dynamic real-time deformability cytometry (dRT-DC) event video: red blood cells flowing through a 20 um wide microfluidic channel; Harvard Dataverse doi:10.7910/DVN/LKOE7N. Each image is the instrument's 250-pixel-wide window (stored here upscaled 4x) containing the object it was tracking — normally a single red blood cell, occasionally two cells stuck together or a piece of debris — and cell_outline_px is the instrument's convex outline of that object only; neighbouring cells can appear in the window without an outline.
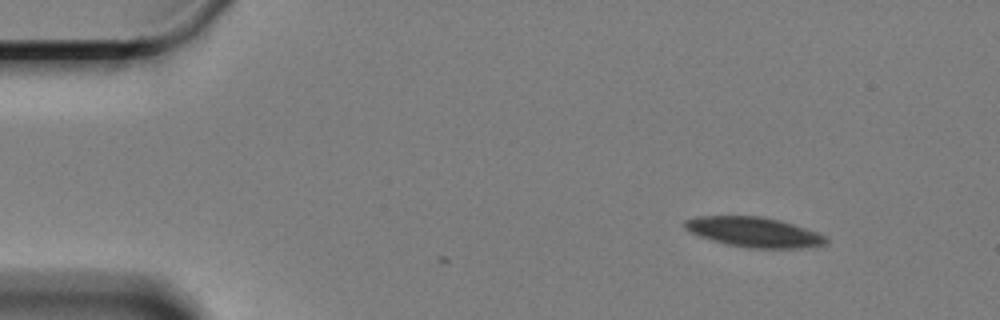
{"species": "Egyptian fruit bat (a non-hibernating species)", "species_latin": "Rousettus aegyptiacus", "temperature_condition": "cold", "stored_images_in_passage": 2, "camera_frame_rate_fps": 3000, "um_per_image_px": 0.085, "animal": {"sex": "female"}, "frame": {"image": 1, "passage_image": 2, "time_ms": 0.333, "image_size_px": [1000, 320], "cell_outline_px": [[828, 240], [824, 244], [800, 248], [752, 248], [728, 244], [700, 236], [684, 228], [684, 220], [700, 216], [760, 216], [780, 220], [816, 232], [824, 236]], "centroid_in_image_um": [64.07, 19.72], "position_along_channel_um": 20.9, "area_um2": 24.16}}